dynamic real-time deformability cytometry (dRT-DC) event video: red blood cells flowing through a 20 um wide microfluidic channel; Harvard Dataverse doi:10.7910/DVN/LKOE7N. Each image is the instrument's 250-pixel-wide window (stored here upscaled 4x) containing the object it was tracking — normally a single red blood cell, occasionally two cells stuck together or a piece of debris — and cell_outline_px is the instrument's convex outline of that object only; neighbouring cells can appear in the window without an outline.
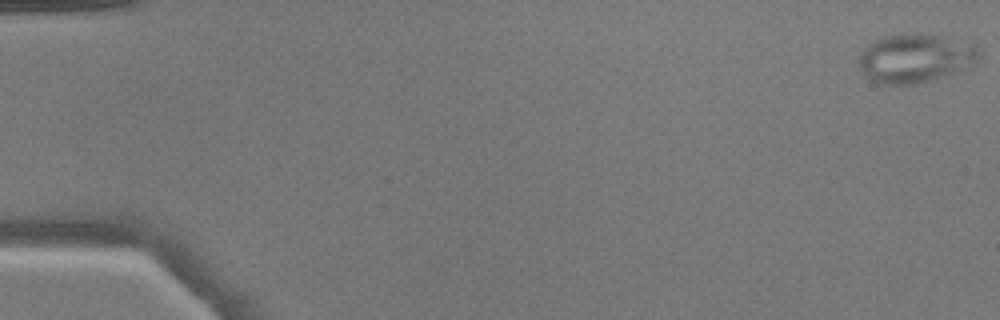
{"species": "common noctule bat (a hibernating species)", "species_latin": "Nyctalus noctula", "temperature_condition": "warm", "stored_images_in_passage": 51, "camera_frame_rate_fps": 3000, "um_per_image_px": 0.085, "animal": {"sex": "male", "body_mass_g": 17.9}, "frame": {"image": 1, "passage_image": 1, "time_ms": 0.0, "image_size_px": [1000, 320], "cell_outline_px": [[980, 56], [976, 60], [952, 72], [916, 84], [880, 84], [872, 80], [860, 68], [860, 56], [864, 48], [868, 44], [876, 40], [888, 36], [944, 36], [972, 40], [976, 44], [980, 52]], "centroid_in_image_um": [77.83, 4.94], "position_along_channel_um": 7.2, "area_um2": 33.0}}
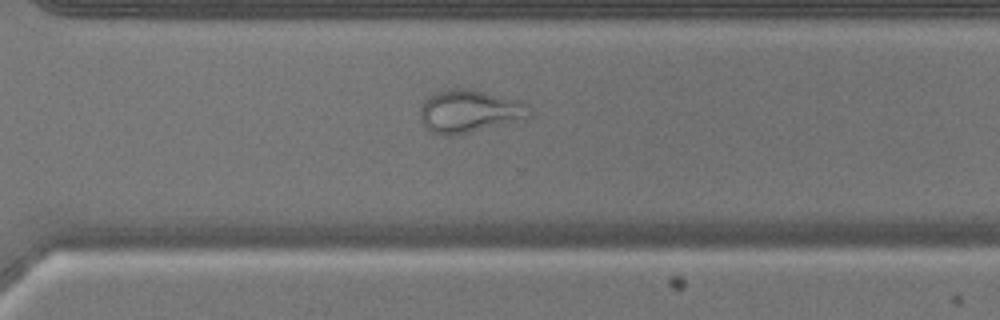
{"frame": {"image": 2, "passage_image": 37, "time_ms": 12.0, "image_size_px": [1000, 320], "cell_outline_px": [[532, 116], [504, 124], [452, 136], [444, 136], [432, 132], [420, 120], [420, 108], [424, 100], [436, 92], [444, 88], [464, 88], [484, 92], [516, 100], [528, 104], [532, 108]], "centroid_in_image_um": [39.88, 9.45], "position_along_channel_um": 330.7, "area_um2": 27.17}}
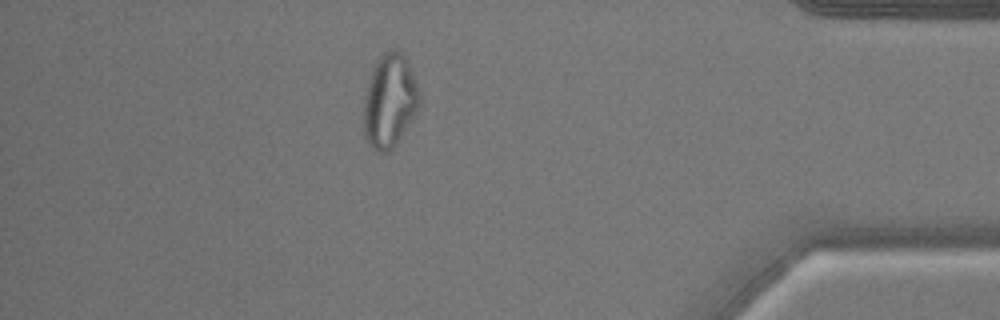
{"frame": {"image": 3, "passage_image": 45, "time_ms": 14.667, "image_size_px": [1000, 320], "cell_outline_px": [[420, 104], [396, 144], [388, 152], [380, 152], [372, 148], [364, 136], [364, 96], [368, 80], [372, 68], [376, 60], [384, 52], [392, 48], [396, 48], [404, 56], [408, 64], [420, 92]], "centroid_in_image_um": [33.09, 8.55], "position_along_channel_um": 402.1, "area_um2": 30.17}}